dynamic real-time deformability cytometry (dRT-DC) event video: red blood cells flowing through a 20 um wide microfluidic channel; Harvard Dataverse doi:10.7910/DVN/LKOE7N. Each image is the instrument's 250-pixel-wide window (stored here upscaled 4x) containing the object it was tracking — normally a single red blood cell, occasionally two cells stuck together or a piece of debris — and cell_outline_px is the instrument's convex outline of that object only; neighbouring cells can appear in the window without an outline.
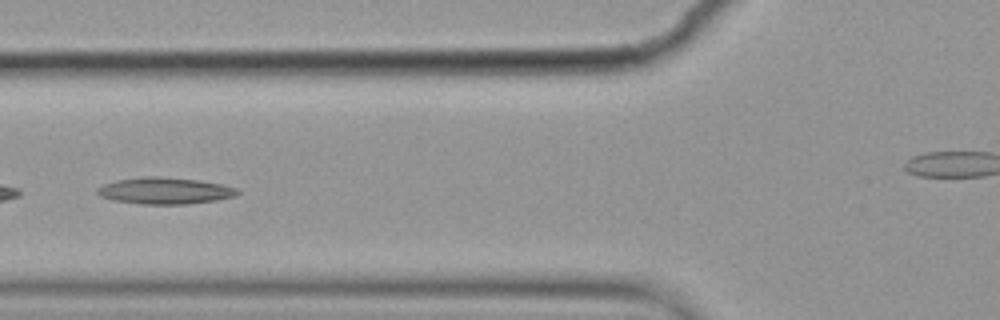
{"species": "common noctule bat (a hibernating species)", "species_latin": "Nyctalus noctula", "temperature_condition": "cold", "stored_images_in_passage": 8, "camera_frame_rate_fps": 3000, "um_per_image_px": 0.085, "animal": {"sex": "female", "body_mass_g": 19.9}, "frame": {"image": 1, "passage_image": 6, "time_ms": 1.667, "image_size_px": [1000, 320], "cell_outline_px": [[240, 192], [236, 196], [216, 200], [188, 204], [140, 204], [112, 200], [100, 196], [96, 192], [96, 188], [104, 184], [116, 180], [144, 176], [160, 176], [200, 180], [220, 184], [236, 188]], "centroid_in_image_um": [13.99, 16.21], "position_along_channel_um": 111.8, "area_um2": 21.85}}
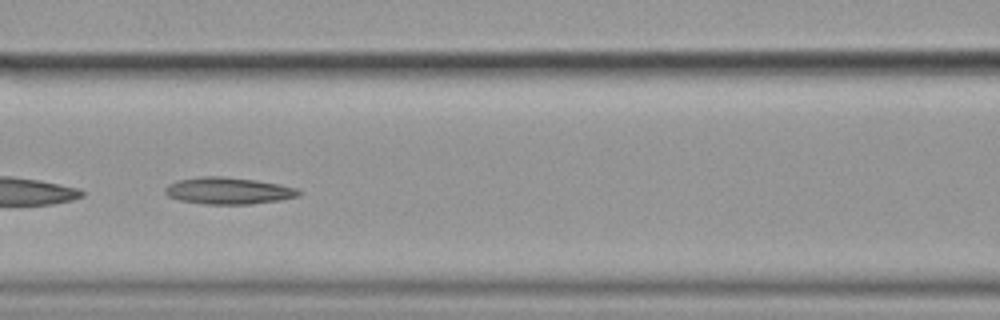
{"frame": {"image": 2, "passage_image": 7, "time_ms": 2.0, "image_size_px": [1000, 320], "cell_outline_px": [[304, 192], [300, 196], [280, 200], [252, 204], [204, 204], [180, 200], [168, 196], [164, 192], [164, 188], [168, 184], [180, 180], [200, 176], [220, 176], [256, 180], [280, 184], [296, 188]], "centroid_in_image_um": [19.44, 16.21], "position_along_channel_um": 147.2, "area_um2": 20.98}}